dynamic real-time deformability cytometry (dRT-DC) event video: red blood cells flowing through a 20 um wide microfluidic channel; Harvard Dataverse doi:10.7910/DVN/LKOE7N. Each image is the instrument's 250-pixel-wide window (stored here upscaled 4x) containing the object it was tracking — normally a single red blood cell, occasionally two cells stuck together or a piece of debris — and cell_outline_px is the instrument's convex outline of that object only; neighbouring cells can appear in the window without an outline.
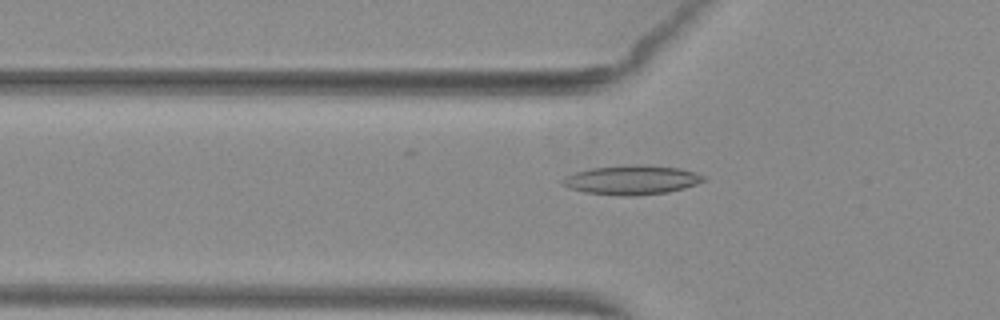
{"species": "common noctule bat (a hibernating species)", "species_latin": "Nyctalus noctula", "temperature_condition": "warm", "stored_images_in_passage": 42, "camera_frame_rate_fps": 3000, "um_per_image_px": 0.085, "animal": {"sex": "female", "body_mass_g": 29.2, "forearm_length_mm": 56.3}, "frame": {"image": 1, "passage_image": 8, "time_ms": 2.333, "image_size_px": [1000, 320], "cell_outline_px": [[704, 180], [696, 184], [684, 188], [668, 192], [636, 196], [620, 196], [584, 192], [568, 188], [560, 184], [560, 180], [564, 176], [576, 172], [592, 168], [628, 164], [644, 164], [680, 168], [696, 172], [704, 176]], "centroid_in_image_um": [53.66, 15.29], "position_along_channel_um": 72.1, "area_um2": 24.39}}
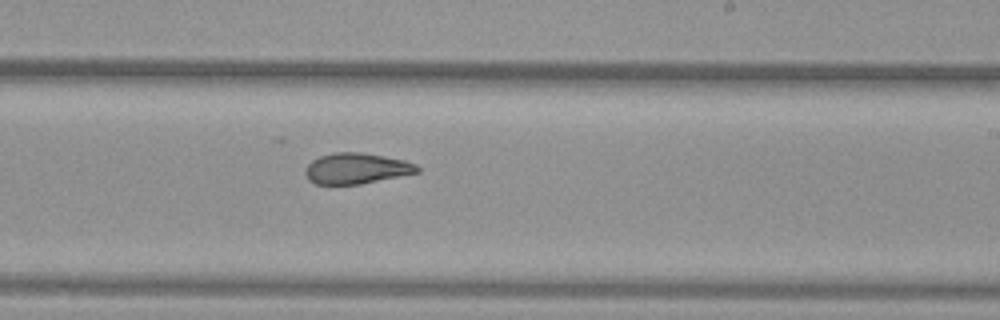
{"frame": {"image": 2, "passage_image": 22, "time_ms": 7.0, "image_size_px": [1000, 320], "cell_outline_px": [[420, 172], [360, 184], [316, 184], [308, 180], [304, 172], [304, 168], [312, 160], [320, 156], [332, 152], [360, 152], [384, 156], [404, 160], [416, 164], [420, 168]], "centroid_in_image_um": [30.27, 14.31], "position_along_channel_um": 258.7, "area_um2": 20.17}}
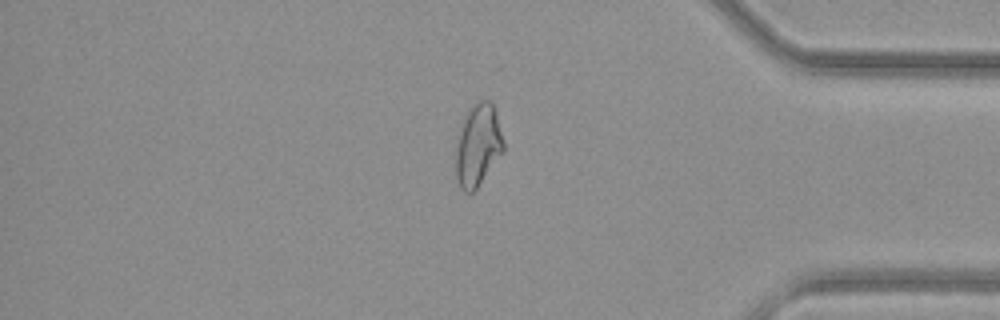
{"frame": {"image": 3, "passage_image": 34, "time_ms": 11.0, "image_size_px": [1000, 320], "cell_outline_px": [[504, 152], [476, 188], [472, 192], [464, 192], [460, 188], [456, 176], [456, 136], [464, 116], [468, 108], [476, 100], [492, 100], [504, 144]], "centroid_in_image_um": [40.6, 12.3], "position_along_channel_um": 394.6, "area_um2": 23.06}, "authors_computed_cell_mechanics": {"area_um2": 22.3686, "velocity_mm_per_s": 3.9911, "shape_relaxation_time_tau1_ms": null, "shape_relaxation_time_tau2_ms": 7.1736, "deformation_change_tau1": null, "deformation_change_tau2": 0.1934}}